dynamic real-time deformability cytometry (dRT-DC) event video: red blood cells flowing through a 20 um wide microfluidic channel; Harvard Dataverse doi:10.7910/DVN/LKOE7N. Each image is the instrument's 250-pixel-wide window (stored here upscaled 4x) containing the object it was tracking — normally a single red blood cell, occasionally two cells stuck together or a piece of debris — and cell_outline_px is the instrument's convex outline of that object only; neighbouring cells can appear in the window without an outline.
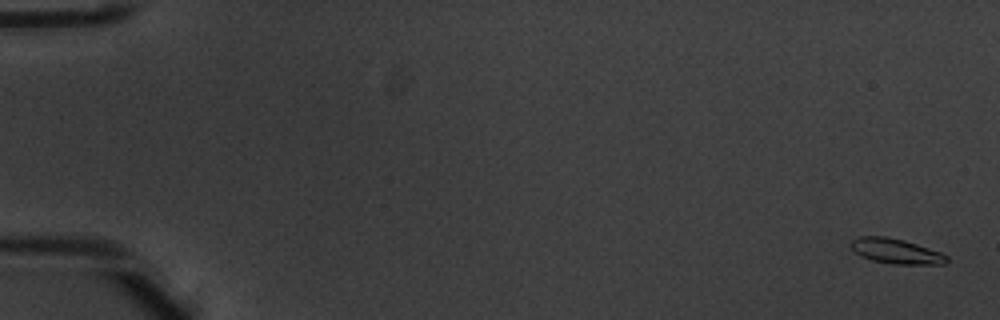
{"species": "common noctule bat (a hibernating species)", "species_latin": "Nyctalus noctula", "temperature_condition": "warm", "stored_images_in_passage": 6, "camera_frame_rate_fps": 3000, "um_per_image_px": 0.085, "animal": {"sex": "male", "body_mass_g": 20.1, "forearm_length_mm": 53.5}, "frame": {"image": 1, "passage_image": 1, "time_ms": 0.0, "image_size_px": [1000, 320], "cell_outline_px": [[948, 260], [944, 264], [892, 264], [872, 260], [860, 256], [848, 244], [852, 240], [860, 236], [884, 236], [904, 240], [940, 252], [948, 256]], "centroid_in_image_um": [76.13, 21.35], "position_along_channel_um": 8.9, "area_um2": 13.93}}